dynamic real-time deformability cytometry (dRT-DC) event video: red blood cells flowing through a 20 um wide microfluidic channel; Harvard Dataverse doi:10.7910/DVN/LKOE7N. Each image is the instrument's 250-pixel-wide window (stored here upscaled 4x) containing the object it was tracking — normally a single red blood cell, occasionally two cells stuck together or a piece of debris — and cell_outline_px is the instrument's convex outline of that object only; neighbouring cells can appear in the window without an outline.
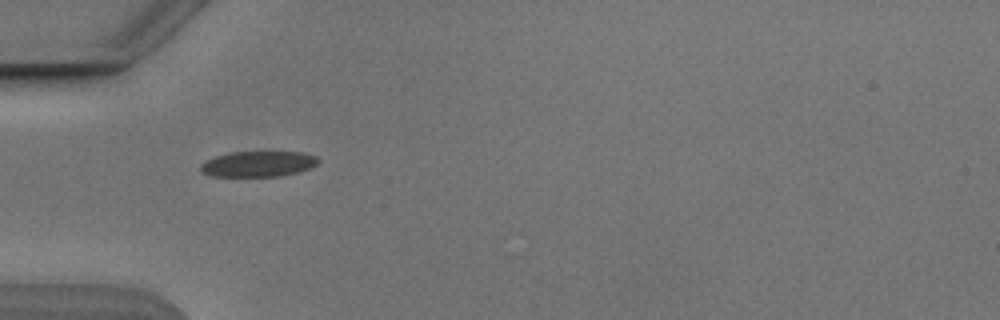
{"species": "Egyptian fruit bat (a non-hibernating species)", "species_latin": "Rousettus aegyptiacus", "temperature_condition": "cold", "stored_images_in_passage": 9, "camera_frame_rate_fps": 3000, "um_per_image_px": 0.085, "animal": {"sex": "male"}, "frame": {"image": 1, "passage_image": 1, "time_ms": 0.0, "image_size_px": [1000, 320], "cell_outline_px": [[320, 160], [316, 164], [308, 168], [296, 172], [280, 176], [212, 176], [200, 172], [200, 164], [204, 160], [216, 156], [232, 152], [304, 152], [316, 156]], "centroid_in_image_um": [21.9, 13.93], "position_along_channel_um": 63.1, "area_um2": 17.51}}
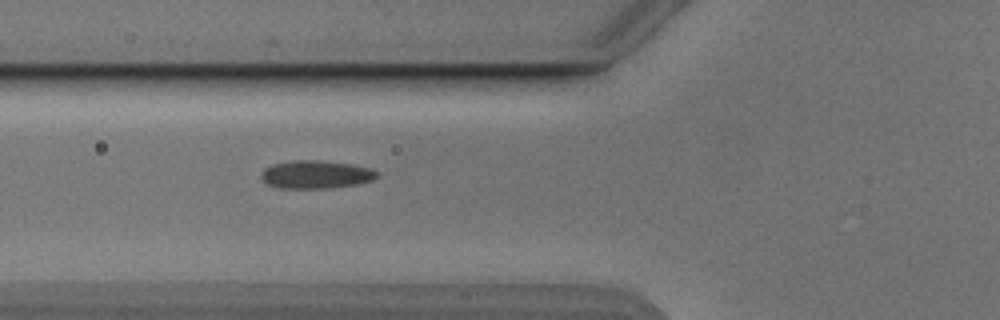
{"frame": {"image": 2, "passage_image": 4, "time_ms": 1.0, "image_size_px": [1000, 320], "cell_outline_px": [[380, 176], [372, 180], [356, 184], [328, 188], [280, 188], [268, 184], [260, 176], [260, 172], [264, 168], [272, 164], [296, 160], [312, 160], [352, 164], [368, 168], [376, 172]], "centroid_in_image_um": [26.82, 14.83], "position_along_channel_um": 99.0, "area_um2": 18.73}}
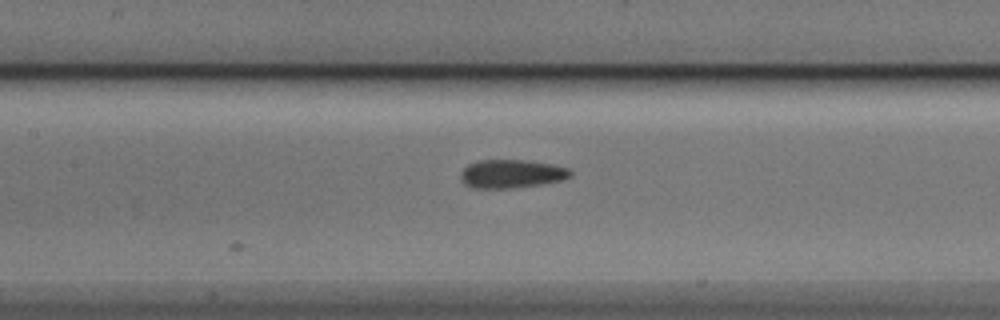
{"frame": {"image": 3, "passage_image": 9, "time_ms": 2.667, "image_size_px": [1000, 320], "cell_outline_px": [[572, 176], [560, 180], [540, 184], [512, 188], [472, 188], [464, 184], [460, 180], [460, 172], [468, 164], [476, 160], [524, 160], [552, 164], [568, 168], [572, 172]], "centroid_in_image_um": [43.43, 14.77], "position_along_channel_um": 164.0, "area_um2": 18.26}}